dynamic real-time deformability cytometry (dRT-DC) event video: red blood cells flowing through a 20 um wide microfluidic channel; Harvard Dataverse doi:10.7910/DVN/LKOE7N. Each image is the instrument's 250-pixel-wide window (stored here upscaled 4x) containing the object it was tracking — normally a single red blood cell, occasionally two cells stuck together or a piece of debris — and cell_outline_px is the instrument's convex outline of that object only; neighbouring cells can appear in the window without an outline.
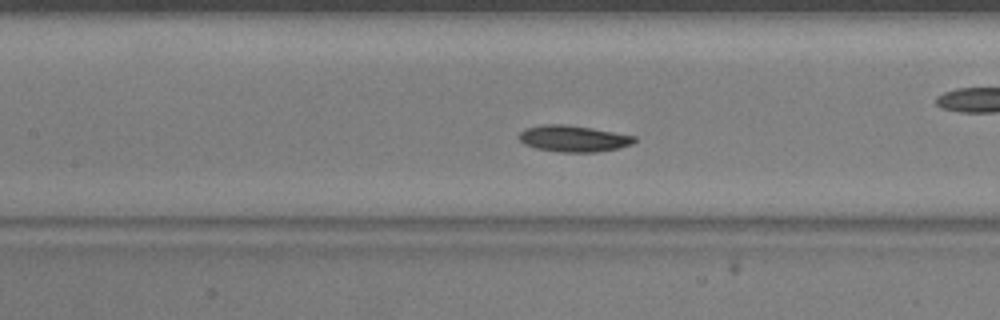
{"species": "common noctule bat (a hibernating species)", "species_latin": "Nyctalus noctula", "temperature_condition": "warm", "stored_images_in_passage": 45, "camera_frame_rate_fps": 3000, "um_per_image_px": 0.085, "animal": {"sex": "male", "body_mass_g": 20.5, "forearm_length_mm": 52.5}, "frame": {"image": 1, "passage_image": 14, "time_ms": 4.333, "image_size_px": [1000, 320], "cell_outline_px": [[636, 140], [632, 144], [620, 148], [596, 152], [560, 152], [536, 148], [524, 144], [516, 136], [524, 128], [544, 124], [564, 124], [592, 128], [636, 136]], "centroid_in_image_um": [48.72, 11.78], "position_along_channel_um": 158.7, "area_um2": 17.86}, "authors_computed_cell_mechanics": {"area_um2": 17.4556, "velocity_mm_per_s": 3.6939, "shape_relaxation_time_tau1_ms": 2.4012, "shape_relaxation_time_tau2_ms": null, "deformation_change_tau1": 0.1063, "deformation_change_tau2": null}}